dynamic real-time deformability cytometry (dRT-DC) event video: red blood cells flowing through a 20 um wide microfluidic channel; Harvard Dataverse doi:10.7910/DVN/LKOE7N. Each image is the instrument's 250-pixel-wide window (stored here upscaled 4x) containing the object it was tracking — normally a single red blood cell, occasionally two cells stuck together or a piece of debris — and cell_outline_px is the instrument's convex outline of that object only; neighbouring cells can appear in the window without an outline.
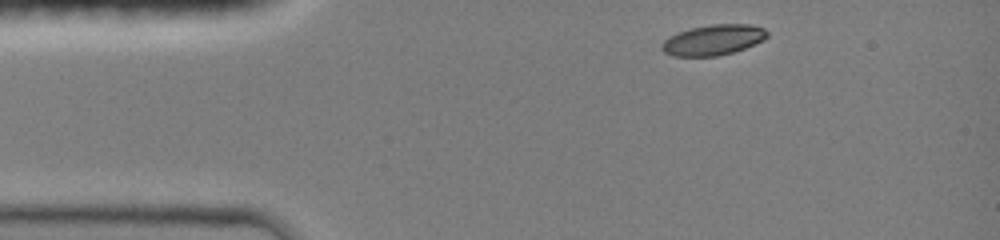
{"species": "common noctule bat (a hibernating species)", "species_latin": "Nyctalus noctula", "temperature_condition": "room temperature", "stored_images_in_passage": 26, "camera_frame_rate_fps": 3000, "um_per_image_px": 0.085, "animal": {"sex": "female", "body_mass_g": 19.0, "forearm_length_mm": 51.5}, "frame": {"image": 1, "passage_image": 1, "time_ms": 0.0, "image_size_px": [1000, 240], "cell_outline_px": [[768, 36], [764, 40], [744, 48], [732, 52], [716, 56], [672, 56], [664, 52], [660, 48], [660, 44], [668, 36], [676, 32], [692, 28], [712, 24], [748, 24], [764, 28], [768, 32]], "centroid_in_image_um": [60.59, 3.39], "position_along_channel_um": 24.4, "area_um2": 18.79}}
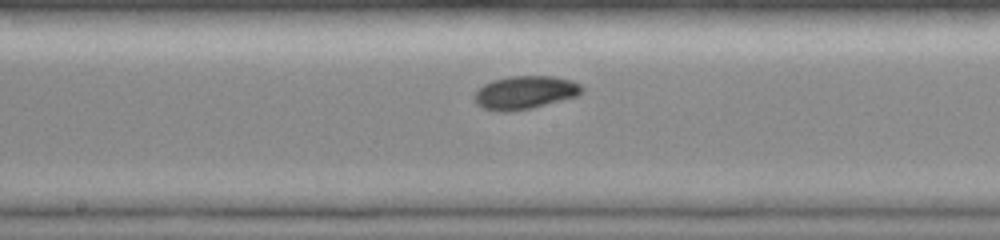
{"frame": {"image": 2, "passage_image": 15, "time_ms": 5.667, "image_size_px": [1000, 240], "cell_outline_px": [[584, 92], [576, 96], [532, 108], [508, 112], [500, 112], [484, 108], [476, 104], [472, 96], [484, 84], [492, 80], [508, 76], [556, 76], [572, 80], [580, 84], [584, 88]], "centroid_in_image_um": [44.62, 7.86], "position_along_channel_um": 203.6, "area_um2": 20.98}}
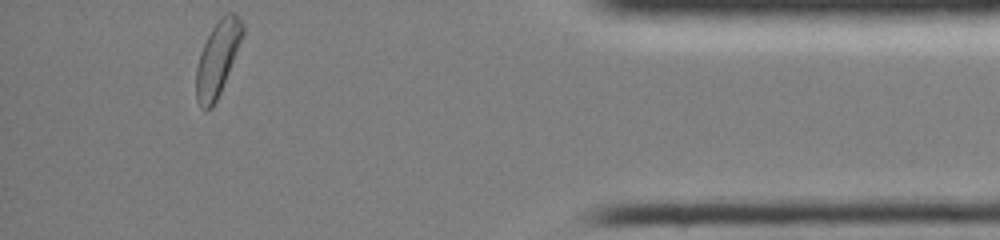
{"frame": {"image": 3, "passage_image": 26, "time_ms": 11.667, "image_size_px": [1000, 240], "cell_outline_px": [[244, 32], [220, 92], [212, 108], [200, 108], [196, 100], [196, 68], [200, 52], [212, 28], [220, 16], [228, 12], [236, 12], [240, 16], [244, 24]], "centroid_in_image_um": [18.49, 4.92], "position_along_channel_um": 416.7, "area_um2": 19.94}, "authors_computed_cell_mechanics": {"area_um2": 19.6809, "velocity_mm_per_s": 4.1295, "shape_relaxation_time_tau1_ms": 2.3268, "shape_relaxation_time_tau2_ms": null, "deformation_change_tau1": 0.1263, "deformation_change_tau2": null}}